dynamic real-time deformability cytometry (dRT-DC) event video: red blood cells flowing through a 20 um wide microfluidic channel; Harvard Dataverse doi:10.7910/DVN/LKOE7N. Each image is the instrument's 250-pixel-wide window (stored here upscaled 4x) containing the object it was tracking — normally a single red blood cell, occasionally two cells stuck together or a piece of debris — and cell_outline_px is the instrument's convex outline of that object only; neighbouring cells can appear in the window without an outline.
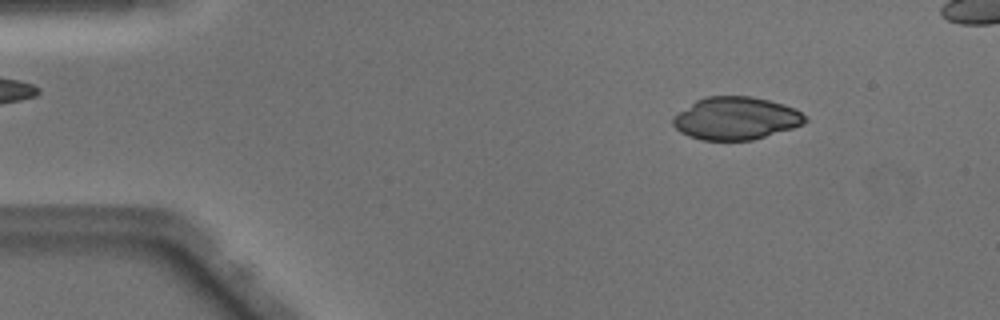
{"species": "Egyptian fruit bat (a non-hibernating species)", "species_latin": "Rousettus aegyptiacus", "temperature_condition": "warm", "stored_images_in_passage": 46, "camera_frame_rate_fps": 3000, "um_per_image_px": 0.085, "animal": {"sex": "male"}, "frame": {"image": 1, "passage_image": 6, "time_ms": 1.667, "image_size_px": [1000, 320], "cell_outline_px": [[808, 120], [804, 124], [792, 128], [752, 140], [700, 140], [688, 136], [680, 132], [672, 124], [672, 116], [696, 100], [704, 96], [752, 96], [784, 104], [796, 108], [808, 116]], "centroid_in_image_um": [62.56, 10.05], "position_along_channel_um": 22.4, "area_um2": 33.18}}